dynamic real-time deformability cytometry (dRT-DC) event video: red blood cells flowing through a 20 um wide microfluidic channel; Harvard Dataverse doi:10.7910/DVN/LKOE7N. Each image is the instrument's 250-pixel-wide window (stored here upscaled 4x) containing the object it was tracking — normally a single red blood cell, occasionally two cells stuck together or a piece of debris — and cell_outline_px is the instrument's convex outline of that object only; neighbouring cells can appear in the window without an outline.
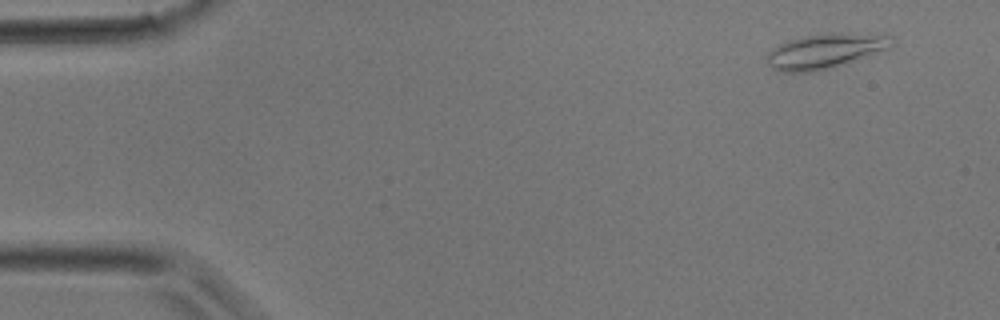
{"species": "common noctule bat (a hibernating species)", "species_latin": "Nyctalus noctula", "temperature_condition": "room temperature", "stored_images_in_passage": 35, "camera_frame_rate_fps": 3000, "um_per_image_px": 0.085, "animal": {"sex": "male", "body_mass_g": 17.9}, "frame": {"image": 1, "passage_image": 1, "time_ms": 0.0, "image_size_px": [1000, 320], "cell_outline_px": [[896, 40], [888, 48], [828, 68], [808, 72], [776, 72], [768, 64], [768, 52], [776, 44], [788, 40], [804, 36], [892, 36]], "centroid_in_image_um": [69.97, 4.4], "position_along_channel_um": 15.0, "area_um2": 23.58}}
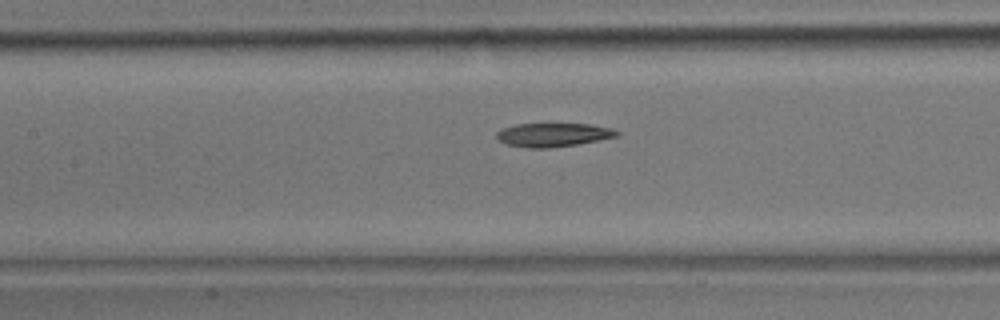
{"frame": {"image": 2, "passage_image": 15, "time_ms": 4.667, "image_size_px": [1000, 320], "cell_outline_px": [[620, 136], [600, 140], [576, 144], [548, 148], [528, 148], [508, 144], [500, 140], [496, 136], [496, 132], [500, 128], [516, 124], [592, 124], [612, 128], [620, 132]], "centroid_in_image_um": [47.05, 11.45], "position_along_channel_um": 160.4, "area_um2": 16.65}}
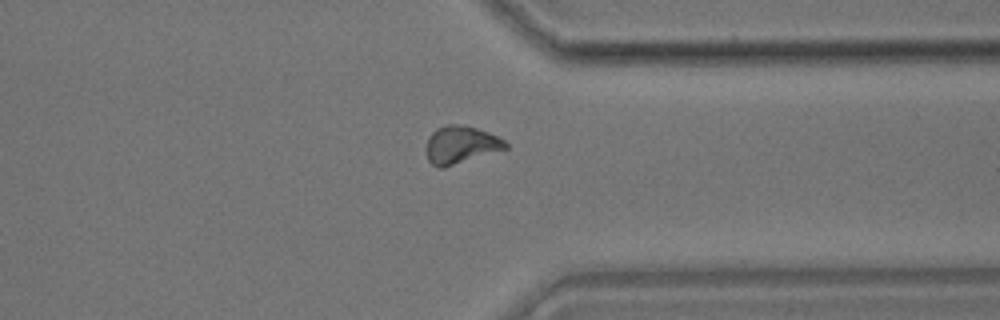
{"frame": {"image": 3, "passage_image": 27, "time_ms": 8.667, "image_size_px": [1000, 320], "cell_outline_px": [[508, 148], [444, 168], [436, 168], [428, 160], [428, 136], [436, 128], [448, 124], [464, 124], [488, 132], [504, 140], [508, 144]], "centroid_in_image_um": [39.17, 12.3], "position_along_channel_um": 372.2, "area_um2": 17.34}}